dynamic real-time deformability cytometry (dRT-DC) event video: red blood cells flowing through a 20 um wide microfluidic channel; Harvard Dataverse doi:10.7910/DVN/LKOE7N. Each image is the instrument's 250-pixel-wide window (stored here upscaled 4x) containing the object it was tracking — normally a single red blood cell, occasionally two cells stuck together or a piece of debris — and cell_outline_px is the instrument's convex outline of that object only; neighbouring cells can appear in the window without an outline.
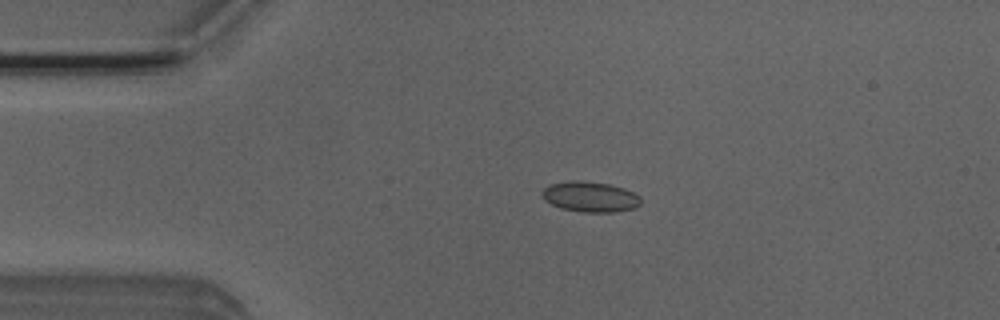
{"species": "Egyptian fruit bat (a non-hibernating species)", "species_latin": "Rousettus aegyptiacus", "temperature_condition": "room temperature", "stored_images_in_passage": 42, "camera_frame_rate_fps": 3000, "um_per_image_px": 0.085, "animal": {"sex": "male"}, "frame": {"image": 1, "passage_image": 1, "time_ms": 0.0, "image_size_px": [1000, 320], "cell_outline_px": [[640, 204], [636, 208], [616, 212], [584, 212], [560, 208], [544, 200], [540, 192], [548, 184], [572, 180], [580, 180], [608, 184], [624, 188], [640, 196]], "centroid_in_image_um": [50.14, 16.72], "position_along_channel_um": 34.9, "area_um2": 17.63}}
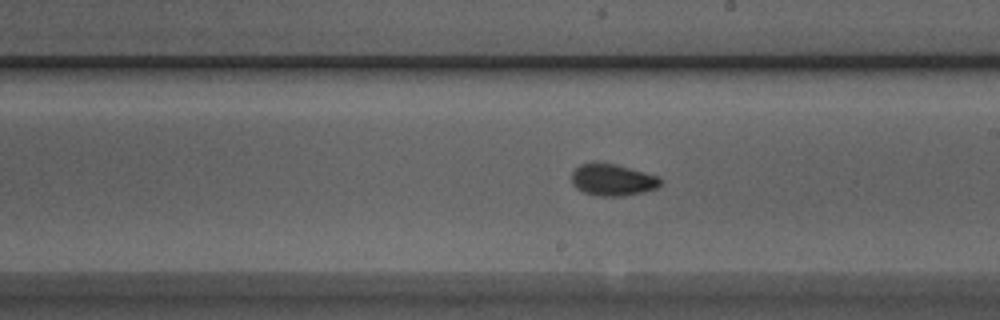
{"frame": {"image": 2, "passage_image": 19, "time_ms": 6.0, "image_size_px": [1000, 320], "cell_outline_px": [[664, 180], [656, 188], [644, 192], [624, 196], [596, 196], [584, 192], [576, 188], [572, 184], [572, 172], [580, 164], [596, 160], [616, 164], [660, 176]], "centroid_in_image_um": [52.07, 15.26], "position_along_channel_um": 236.9, "area_um2": 16.94}}
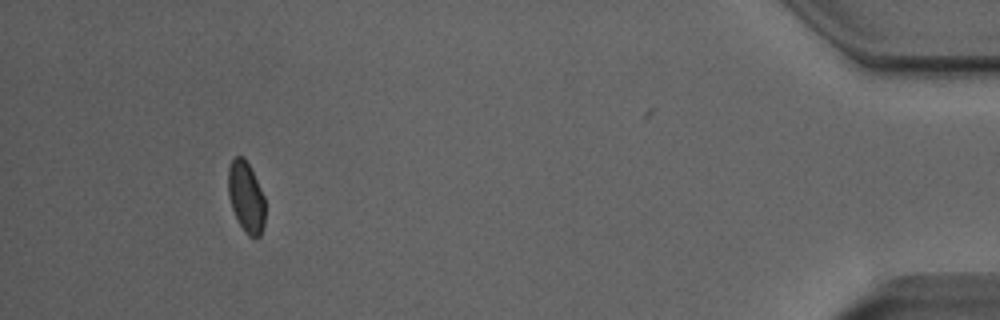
{"frame": {"image": 3, "passage_image": 38, "time_ms": 12.333, "image_size_px": [1000, 320], "cell_outline_px": [[264, 224], [260, 236], [248, 236], [244, 232], [232, 208], [228, 196], [228, 168], [232, 160], [236, 156], [244, 156], [264, 196]], "centroid_in_image_um": [20.9, 16.74], "position_along_channel_um": 414.3, "area_um2": 15.03}, "authors_computed_cell_mechanics": {"area_um2": 16.184, "velocity_mm_per_s": 3.9373, "shape_relaxation_time_tau1_ms": 4.5011, "shape_relaxation_time_tau2_ms": 2.1015, "deformation_change_tau1": 0.086, "deformation_change_tau2": 0.0418}}